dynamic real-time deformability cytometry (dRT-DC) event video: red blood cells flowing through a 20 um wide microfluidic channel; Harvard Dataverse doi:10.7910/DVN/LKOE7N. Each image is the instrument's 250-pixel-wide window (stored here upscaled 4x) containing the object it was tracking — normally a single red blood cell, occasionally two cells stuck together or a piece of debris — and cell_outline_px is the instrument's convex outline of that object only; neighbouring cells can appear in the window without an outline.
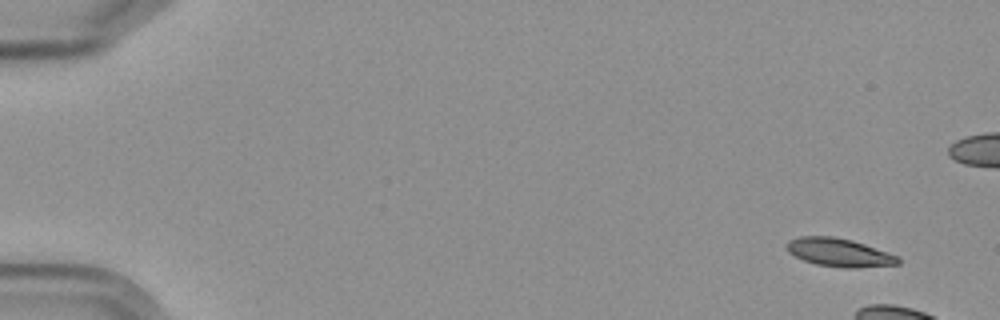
{"species": "Egyptian fruit bat (a non-hibernating species)", "species_latin": "Rousettus aegyptiacus", "temperature_condition": "cold", "stored_images_in_passage": 5, "camera_frame_rate_fps": 3000, "um_per_image_px": 0.085, "frame": {"image": 1, "passage_image": 1, "time_ms": 0.0, "image_size_px": [1000, 320], "cell_outline_px": [[900, 264], [856, 268], [844, 268], [816, 264], [804, 260], [788, 252], [788, 240], [800, 236], [832, 236], [852, 240], [900, 256]], "centroid_in_image_um": [71.37, 21.46], "position_along_channel_um": 13.6, "area_um2": 18.32}}